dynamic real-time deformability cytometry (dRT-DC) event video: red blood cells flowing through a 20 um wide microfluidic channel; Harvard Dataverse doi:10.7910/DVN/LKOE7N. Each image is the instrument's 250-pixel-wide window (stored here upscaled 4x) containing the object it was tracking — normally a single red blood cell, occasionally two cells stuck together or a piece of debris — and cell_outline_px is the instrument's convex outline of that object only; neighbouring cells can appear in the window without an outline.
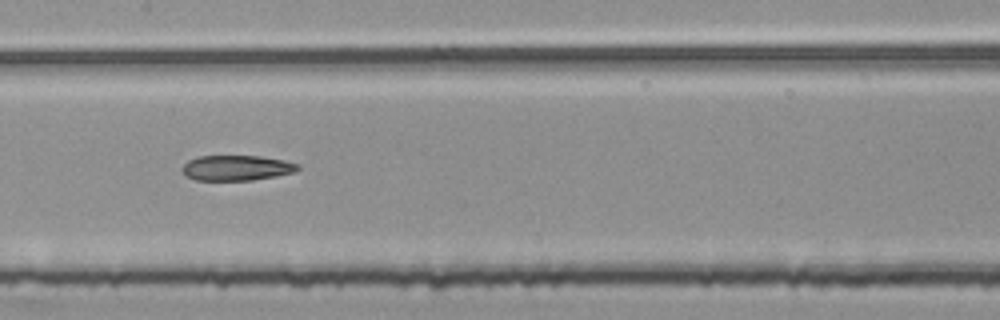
{"species": "common noctule bat (a hibernating species)", "species_latin": "Nyctalus noctula", "temperature_condition": "room temperature", "stored_images_in_passage": 53, "segment_of_instrument_passage": [2, 2], "camera_frame_rate_fps": 3000, "um_per_image_px": 0.085, "animal": {"sex": "female", "body_mass_g": 25.1}, "frame": {"image": 1, "passage_image": 26, "time_ms": 8.333, "image_size_px": [1000, 320], "cell_outline_px": [[300, 168], [296, 172], [276, 176], [252, 180], [196, 180], [188, 176], [180, 168], [188, 160], [196, 156], [260, 156], [284, 160], [300, 164]], "centroid_in_image_um": [20.14, 14.26], "position_along_channel_um": 187.3, "area_um2": 17.11}}
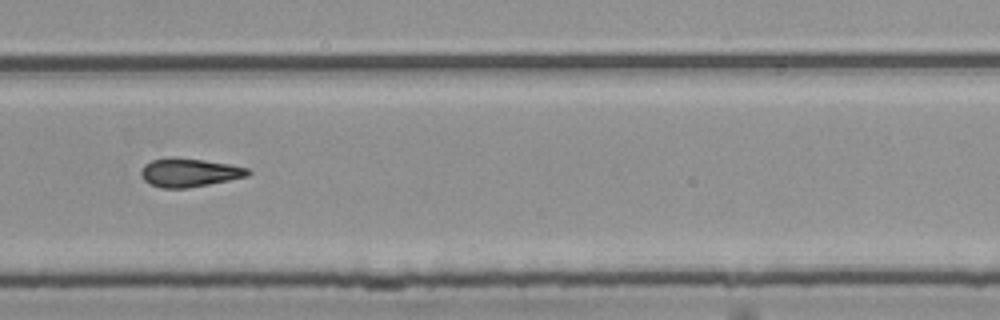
{"frame": {"image": 2, "passage_image": 36, "time_ms": 11.667, "image_size_px": [1000, 320], "cell_outline_px": [[252, 172], [248, 176], [188, 188], [160, 188], [144, 180], [140, 172], [144, 164], [152, 160], [172, 156], [204, 160], [232, 164], [248, 168]], "centroid_in_image_um": [16.09, 14.65], "position_along_channel_um": 313.7, "area_um2": 17.86}}
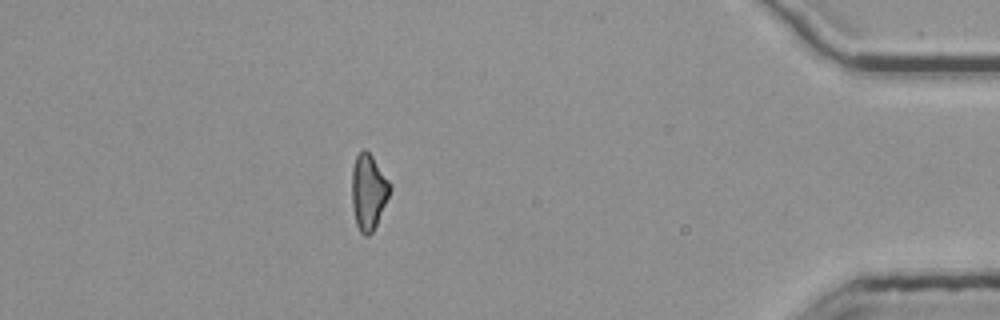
{"frame": {"image": 3, "passage_image": 47, "time_ms": 15.333, "image_size_px": [1000, 320], "cell_outline_px": [[392, 188], [376, 224], [372, 232], [368, 236], [364, 236], [360, 232], [356, 224], [352, 208], [352, 168], [356, 156], [364, 148], [372, 156], [392, 184]], "centroid_in_image_um": [31.31, 16.31], "position_along_channel_um": 403.9, "area_um2": 16.76}}